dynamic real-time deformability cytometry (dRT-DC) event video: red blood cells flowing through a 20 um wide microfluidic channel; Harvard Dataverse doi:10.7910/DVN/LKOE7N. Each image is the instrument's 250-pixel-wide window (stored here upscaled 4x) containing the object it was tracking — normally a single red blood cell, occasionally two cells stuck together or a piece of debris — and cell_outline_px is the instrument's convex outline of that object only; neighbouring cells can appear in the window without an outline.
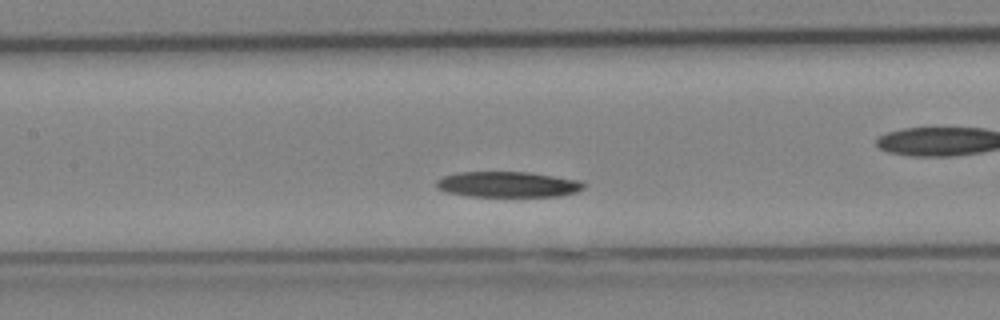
{"species": "Egyptian fruit bat (a non-hibernating species)", "species_latin": "Rousettus aegyptiacus", "temperature_condition": "cold", "stored_images_in_passage": 20, "camera_frame_rate_fps": 3000, "um_per_image_px": 0.085, "animal": {"sex": "female"}, "frame": {"image": 1, "passage_image": 9, "time_ms": 2.667, "image_size_px": [1000, 320], "cell_outline_px": [[588, 184], [584, 188], [576, 192], [560, 196], [468, 196], [448, 192], [436, 188], [436, 180], [444, 176], [460, 172], [528, 172], [584, 180]], "centroid_in_image_um": [43.24, 15.67], "position_along_channel_um": 164.2, "area_um2": 22.2}}